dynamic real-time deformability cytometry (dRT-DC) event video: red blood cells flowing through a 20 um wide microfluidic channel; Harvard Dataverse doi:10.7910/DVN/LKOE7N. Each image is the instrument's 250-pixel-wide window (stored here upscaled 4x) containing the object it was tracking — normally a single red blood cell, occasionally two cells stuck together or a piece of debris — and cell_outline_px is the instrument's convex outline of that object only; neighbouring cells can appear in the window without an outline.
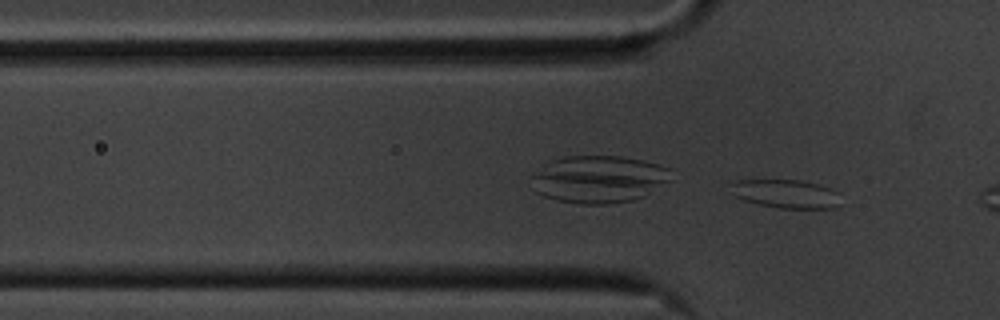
{"species": "common noctule bat (a hibernating species)", "species_latin": "Nyctalus noctula", "temperature_condition": "cold", "stored_images_in_passage": 8, "camera_frame_rate_fps": 3000, "um_per_image_px": 0.085, "animal": {"sex": "male", "body_mass_g": 20.1, "forearm_length_mm": 53.5}, "frame": {"image": 1, "passage_image": 8, "time_ms": 2.333, "image_size_px": [1000, 320], "cell_outline_px": [[840, 204], [832, 208], [780, 208], [760, 204], [744, 200], [736, 196], [732, 184], [740, 180], [800, 180], [832, 188], [840, 192]], "centroid_in_image_um": [66.91, 16.48], "position_along_channel_um": 58.9, "area_um2": 18.03}}